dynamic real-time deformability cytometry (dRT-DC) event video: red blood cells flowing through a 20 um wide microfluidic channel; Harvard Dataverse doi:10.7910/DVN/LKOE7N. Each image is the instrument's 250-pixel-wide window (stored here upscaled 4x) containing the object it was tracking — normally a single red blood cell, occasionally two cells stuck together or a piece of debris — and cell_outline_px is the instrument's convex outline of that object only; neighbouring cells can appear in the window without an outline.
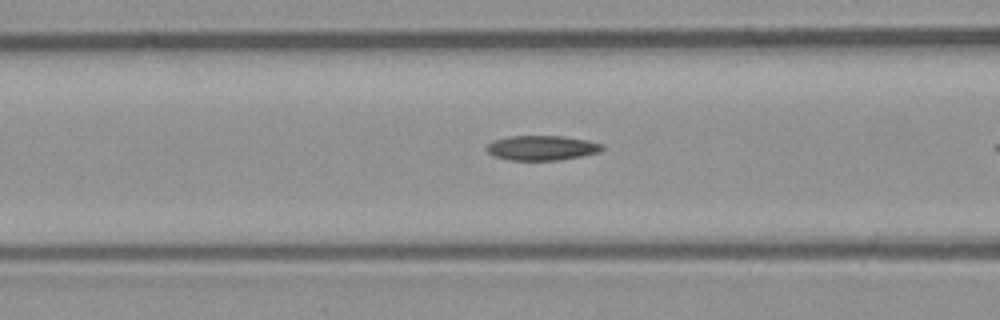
{"species": "common noctule bat (a hibernating species)", "species_latin": "Nyctalus noctula", "temperature_condition": "room temperature", "stored_images_in_passage": 7, "camera_frame_rate_fps": 3000, "um_per_image_px": 0.085, "animal": {"sex": "male", "body_mass_g": 23.1, "forearm_length_mm": 52.7}, "frame": {"image": 1, "passage_image": 6, "time_ms": 1.667, "image_size_px": [1000, 320], "cell_outline_px": [[604, 148], [600, 152], [560, 160], [508, 160], [492, 156], [484, 148], [488, 144], [496, 140], [508, 136], [564, 136], [588, 140], [604, 144]], "centroid_in_image_um": [46.06, 12.57], "position_along_channel_um": 120.5, "area_um2": 16.82}}